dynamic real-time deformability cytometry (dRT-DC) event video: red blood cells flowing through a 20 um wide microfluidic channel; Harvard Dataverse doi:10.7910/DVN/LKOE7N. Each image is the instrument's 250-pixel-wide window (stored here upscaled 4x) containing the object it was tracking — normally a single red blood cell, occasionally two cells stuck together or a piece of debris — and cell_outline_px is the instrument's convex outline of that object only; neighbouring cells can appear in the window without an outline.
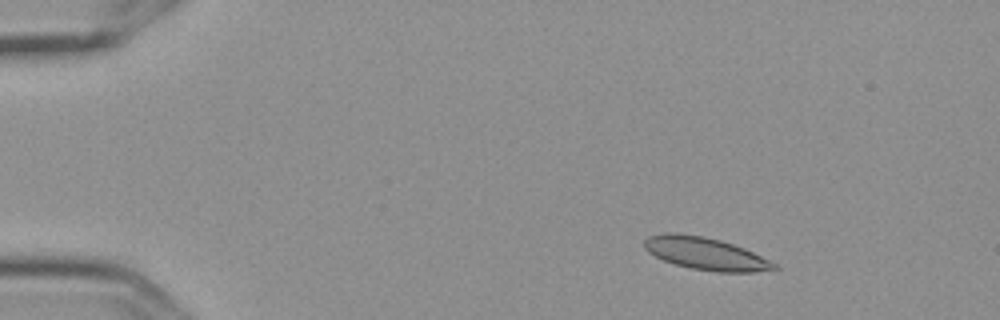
{"species": "Egyptian fruit bat (a non-hibernating species)", "species_latin": "Rousettus aegyptiacus", "temperature_condition": "cold", "stored_images_in_passage": 6, "camera_frame_rate_fps": 3000, "um_per_image_px": 0.085, "frame": {"image": 1, "passage_image": 3, "time_ms": 0.667, "image_size_px": [1000, 320], "cell_outline_px": [[780, 268], [756, 272], [716, 272], [692, 268], [676, 264], [664, 260], [648, 252], [644, 248], [644, 240], [648, 236], [664, 232], [672, 232], [704, 236], [720, 240], [744, 248], [776, 264]], "centroid_in_image_um": [59.94, 21.55], "position_along_channel_um": 25.1, "area_um2": 24.39}}
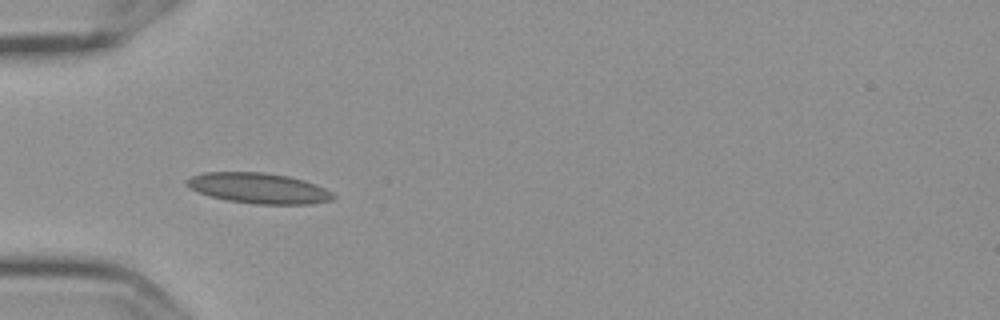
{"frame": {"image": 2, "passage_image": 5, "time_ms": 1.333, "image_size_px": [1000, 320], "cell_outline_px": [[336, 196], [332, 200], [308, 204], [256, 204], [228, 200], [212, 196], [188, 188], [184, 184], [184, 180], [192, 176], [204, 172], [264, 172], [288, 176], [304, 180], [316, 184], [332, 192]], "centroid_in_image_um": [21.98, 15.99], "position_along_channel_um": 63.0, "area_um2": 26.01}}
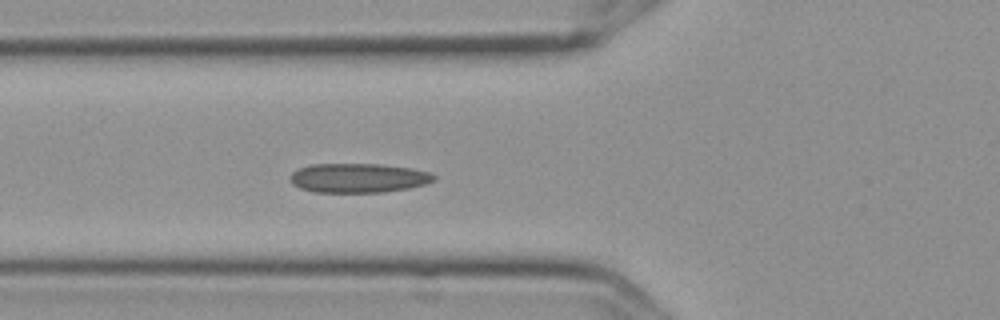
{"frame": {"image": 3, "passage_image": 6, "time_ms": 1.667, "image_size_px": [1000, 320], "cell_outline_px": [[436, 180], [424, 184], [408, 188], [384, 192], [312, 192], [300, 188], [292, 184], [288, 176], [296, 168], [312, 164], [380, 164], [412, 168], [432, 172], [436, 176]], "centroid_in_image_um": [30.44, 15.12], "position_along_channel_um": 95.4, "area_um2": 24.85}}